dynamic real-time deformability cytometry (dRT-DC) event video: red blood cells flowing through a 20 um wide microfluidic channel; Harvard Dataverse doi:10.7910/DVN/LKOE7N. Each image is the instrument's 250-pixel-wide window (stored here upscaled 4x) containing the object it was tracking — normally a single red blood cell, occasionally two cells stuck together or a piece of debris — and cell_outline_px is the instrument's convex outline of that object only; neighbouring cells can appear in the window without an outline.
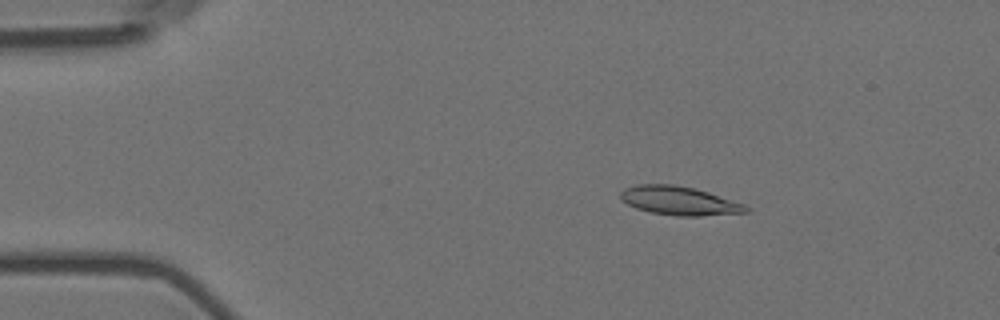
{"species": "Egyptian fruit bat (a non-hibernating species)", "species_latin": "Rousettus aegyptiacus", "temperature_condition": "room temperature", "stored_images_in_passage": 5, "camera_frame_rate_fps": 3000, "um_per_image_px": 0.085, "animal": {"sex": "female"}, "frame": {"image": 1, "passage_image": 3, "time_ms": 0.667, "image_size_px": [1000, 320], "cell_outline_px": [[752, 208], [748, 212], [700, 216], [676, 216], [652, 212], [636, 208], [620, 200], [620, 192], [624, 188], [636, 184], [672, 184], [692, 188], [708, 192], [744, 204]], "centroid_in_image_um": [57.72, 17.06], "position_along_channel_um": 27.3, "area_um2": 20.98}}